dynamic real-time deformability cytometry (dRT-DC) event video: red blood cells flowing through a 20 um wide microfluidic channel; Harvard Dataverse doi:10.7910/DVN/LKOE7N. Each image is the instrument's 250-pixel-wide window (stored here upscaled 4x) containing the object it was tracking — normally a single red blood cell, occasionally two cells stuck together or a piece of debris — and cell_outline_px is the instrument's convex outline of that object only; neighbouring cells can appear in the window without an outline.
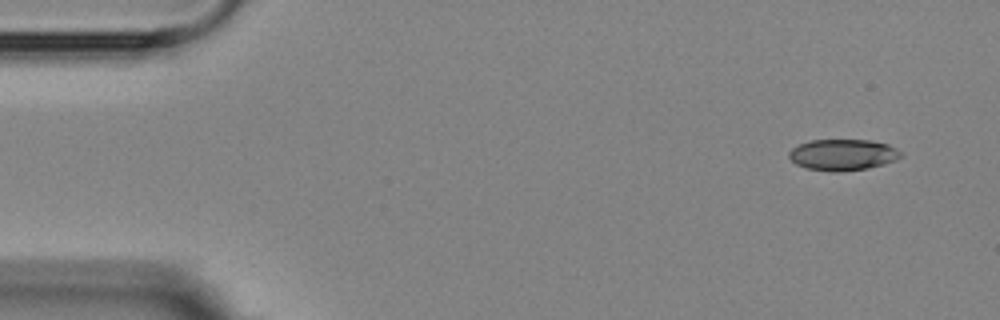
{"species": "Egyptian fruit bat (a non-hibernating species)", "species_latin": "Rousettus aegyptiacus", "temperature_condition": "room temperature", "stored_images_in_passage": 10, "camera_frame_rate_fps": 3000, "um_per_image_px": 0.085, "animal": {"sex": "female"}, "frame": {"image": 1, "passage_image": 1, "time_ms": 0.0, "image_size_px": [1000, 320], "cell_outline_px": [[904, 156], [896, 160], [884, 164], [868, 168], [836, 172], [832, 172], [808, 168], [796, 164], [788, 156], [788, 152], [792, 148], [800, 144], [812, 140], [872, 140], [888, 144], [896, 148]], "centroid_in_image_um": [71.66, 13.15], "position_along_channel_um": 13.3, "area_um2": 20.35}}
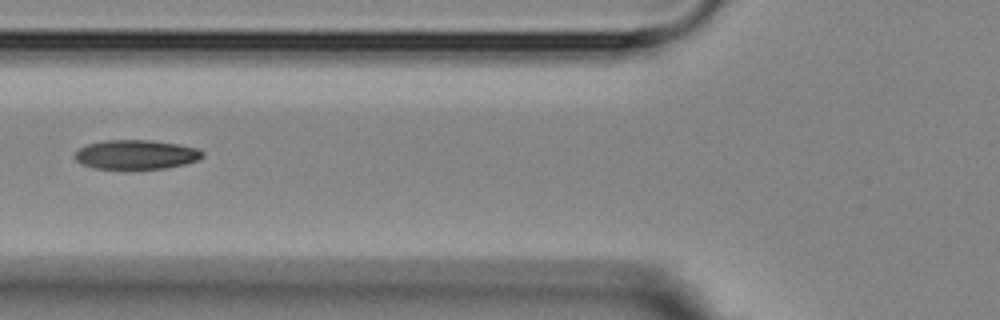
{"frame": {"image": 2, "passage_image": 6, "time_ms": 5.667, "image_size_px": [1000, 320], "cell_outline_px": [[204, 156], [200, 160], [184, 164], [164, 168], [96, 168], [84, 164], [76, 160], [72, 156], [80, 148], [88, 144], [104, 140], [152, 140], [176, 144], [196, 148], [204, 152]], "centroid_in_image_um": [11.58, 13.12], "position_along_channel_um": 114.2, "area_um2": 21.56}}
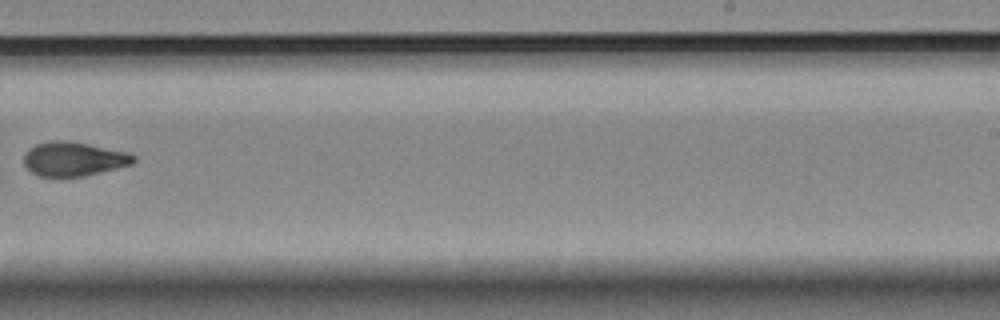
{"frame": {"image": 3, "passage_image": 10, "time_ms": 10.333, "image_size_px": [1000, 320], "cell_outline_px": [[136, 160], [132, 164], [84, 176], [40, 176], [32, 172], [24, 164], [24, 152], [28, 148], [36, 144], [52, 140], [72, 140], [128, 152], [136, 156]], "centroid_in_image_um": [6.26, 13.48], "position_along_channel_um": 282.7, "area_um2": 21.96}}